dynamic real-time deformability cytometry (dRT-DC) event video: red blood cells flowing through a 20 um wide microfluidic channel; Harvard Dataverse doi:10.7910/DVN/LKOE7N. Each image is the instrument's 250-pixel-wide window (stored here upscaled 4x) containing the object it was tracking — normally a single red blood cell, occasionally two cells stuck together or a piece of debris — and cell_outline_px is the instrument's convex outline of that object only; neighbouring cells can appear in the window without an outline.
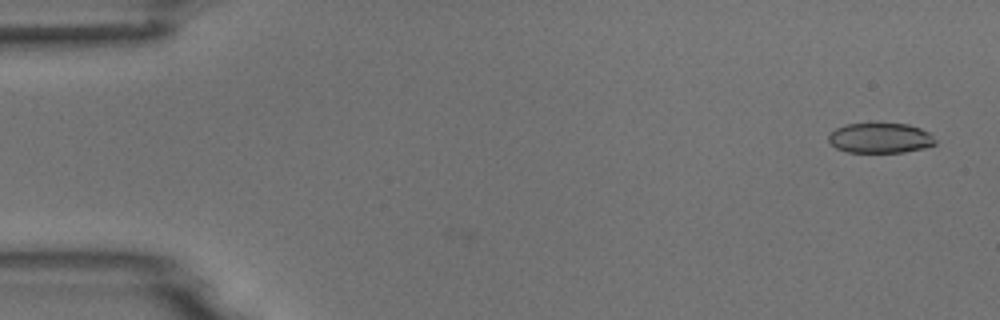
{"species": "common noctule bat (a hibernating species)", "species_latin": "Nyctalus noctula", "temperature_condition": "room temperature", "stored_images_in_passage": 7, "camera_frame_rate_fps": 3000, "um_per_image_px": 0.085, "animal": {"sex": "male", "body_mass_g": 18.8}, "frame": {"image": 1, "passage_image": 1, "time_ms": 0.0, "image_size_px": [1000, 320], "cell_outline_px": [[936, 144], [924, 148], [904, 152], [848, 152], [836, 148], [828, 140], [828, 136], [836, 128], [844, 124], [908, 124], [920, 128], [928, 132], [936, 140]], "centroid_in_image_um": [74.82, 11.74], "position_along_channel_um": 10.2, "area_um2": 18.61}}
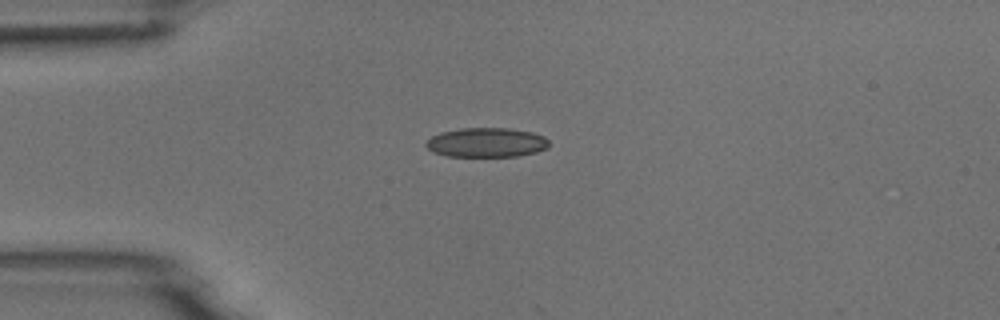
{"frame": {"image": 2, "passage_image": 4, "time_ms": 3.667, "image_size_px": [1000, 320], "cell_outline_px": [[548, 148], [536, 152], [516, 156], [448, 156], [432, 152], [424, 144], [432, 136], [440, 132], [460, 128], [508, 128], [532, 132], [544, 136], [548, 140]], "centroid_in_image_um": [41.34, 12.11], "position_along_channel_um": 43.7, "area_um2": 21.1}}